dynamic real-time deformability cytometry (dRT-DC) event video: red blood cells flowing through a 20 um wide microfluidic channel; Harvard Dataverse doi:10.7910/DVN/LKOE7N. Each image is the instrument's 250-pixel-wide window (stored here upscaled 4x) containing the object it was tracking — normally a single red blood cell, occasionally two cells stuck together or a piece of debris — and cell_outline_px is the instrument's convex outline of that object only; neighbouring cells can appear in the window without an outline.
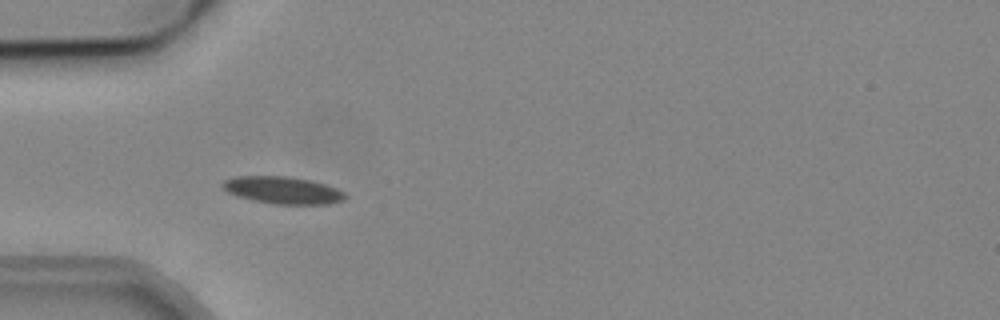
{"species": "common noctule bat (a hibernating species)", "species_latin": "Nyctalus noctula", "temperature_condition": "cold", "stored_images_in_passage": 40, "camera_frame_rate_fps": 3000, "um_per_image_px": 0.085, "animal": {"sex": "male", "body_mass_g": 19.2, "forearm_length_mm": 51.8}, "frame": {"image": 1, "passage_image": 3, "time_ms": 0.667, "image_size_px": [1000, 320], "cell_outline_px": [[348, 196], [344, 200], [328, 204], [276, 204], [256, 200], [240, 196], [228, 192], [220, 184], [224, 180], [236, 176], [288, 176], [308, 180], [324, 184], [336, 188], [344, 192]], "centroid_in_image_um": [24.06, 16.16], "position_along_channel_um": 60.9, "area_um2": 19.19}}
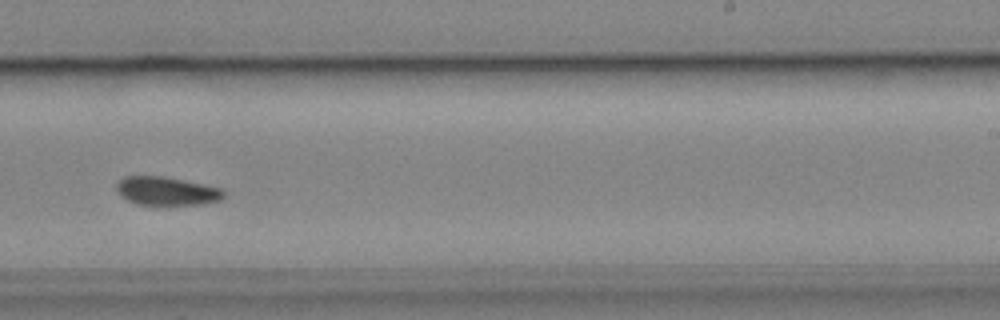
{"frame": {"image": 2, "passage_image": 20, "time_ms": 6.333, "image_size_px": [1000, 320], "cell_outline_px": [[224, 196], [220, 200], [204, 204], [136, 204], [120, 196], [116, 192], [116, 184], [124, 176], [164, 176], [184, 180], [220, 188], [224, 192]], "centroid_in_image_um": [14.12, 16.23], "position_along_channel_um": 274.9, "area_um2": 17.69}}
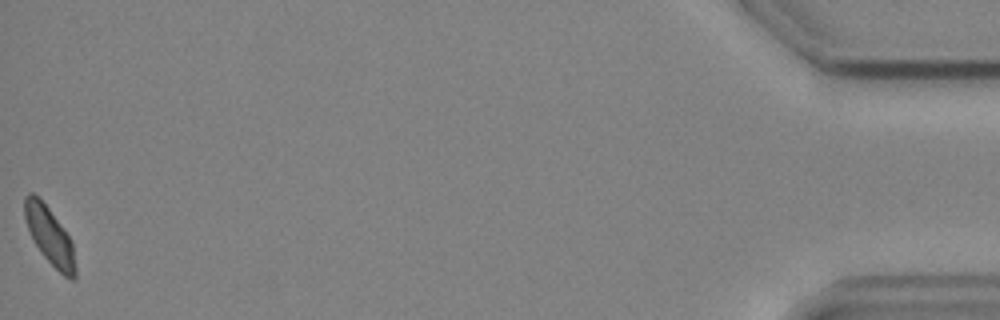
{"frame": {"image": 3, "passage_image": 40, "time_ms": 13.0, "image_size_px": [1000, 320], "cell_outline_px": [[76, 276], [72, 280], [64, 276], [40, 252], [32, 240], [24, 216], [24, 196], [28, 192], [32, 192], [48, 208], [72, 240], [76, 268]], "centroid_in_image_um": [4.21, 20.06], "position_along_channel_um": 431.0, "area_um2": 16.82}}